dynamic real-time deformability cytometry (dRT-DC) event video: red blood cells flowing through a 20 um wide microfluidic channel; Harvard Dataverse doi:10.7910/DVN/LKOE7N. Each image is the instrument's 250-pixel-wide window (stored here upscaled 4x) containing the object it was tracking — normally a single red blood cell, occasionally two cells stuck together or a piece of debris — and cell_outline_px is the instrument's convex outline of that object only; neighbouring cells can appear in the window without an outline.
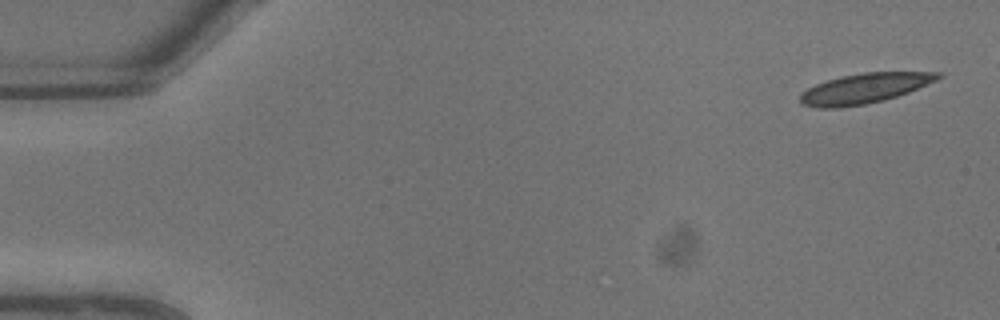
{"species": "common noctule bat (a hibernating species)", "species_latin": "Nyctalus noctula", "temperature_condition": "warm", "stored_images_in_passage": 8, "camera_frame_rate_fps": 3000, "um_per_image_px": 0.085, "animal": {"sex": "male", "body_mass_g": 13.3}, "frame": {"image": 1, "passage_image": 1, "time_ms": 0.0, "image_size_px": [1000, 320], "cell_outline_px": [[944, 76], [936, 80], [908, 92], [884, 100], [864, 104], [840, 108], [816, 108], [804, 104], [800, 100], [800, 92], [816, 84], [840, 76], [864, 72], [944, 72]], "centroid_in_image_um": [73.48, 7.51], "position_along_channel_um": 11.5, "area_um2": 24.04}}
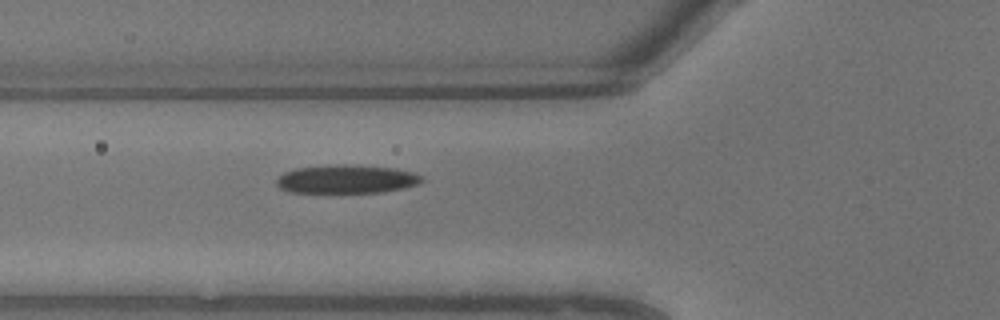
{"frame": {"image": 2, "passage_image": 8, "time_ms": 2.333, "image_size_px": [1000, 320], "cell_outline_px": [[424, 180], [420, 184], [404, 188], [384, 192], [288, 192], [280, 188], [276, 184], [276, 180], [284, 172], [296, 168], [336, 164], [344, 164], [392, 168], [416, 172], [424, 176]], "centroid_in_image_um": [29.5, 15.22], "position_along_channel_um": 96.3, "area_um2": 24.28}}